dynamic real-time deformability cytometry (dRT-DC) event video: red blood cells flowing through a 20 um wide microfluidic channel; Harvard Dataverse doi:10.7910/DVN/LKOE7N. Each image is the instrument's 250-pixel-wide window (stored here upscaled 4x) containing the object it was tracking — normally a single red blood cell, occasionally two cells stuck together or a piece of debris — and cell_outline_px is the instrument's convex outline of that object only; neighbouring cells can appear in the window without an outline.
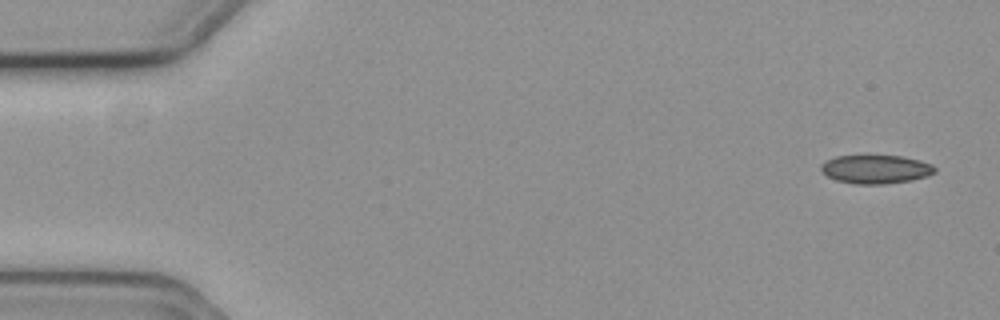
{"species": "common noctule bat (a hibernating species)", "species_latin": "Nyctalus noctula", "temperature_condition": "cold", "stored_images_in_passage": 5, "camera_frame_rate_fps": 3000, "um_per_image_px": 0.085, "animal": {"sex": "female", "body_mass_g": 19.3, "forearm_length_mm": 54.1}, "frame": {"image": 1, "passage_image": 1, "time_ms": 0.0, "image_size_px": [1000, 320], "cell_outline_px": [[936, 172], [912, 180], [880, 184], [856, 184], [836, 180], [828, 176], [820, 168], [820, 164], [836, 156], [864, 152], [900, 156], [920, 160], [932, 164], [936, 168]], "centroid_in_image_um": [74.41, 14.32], "position_along_channel_um": 10.6, "area_um2": 19.65}}
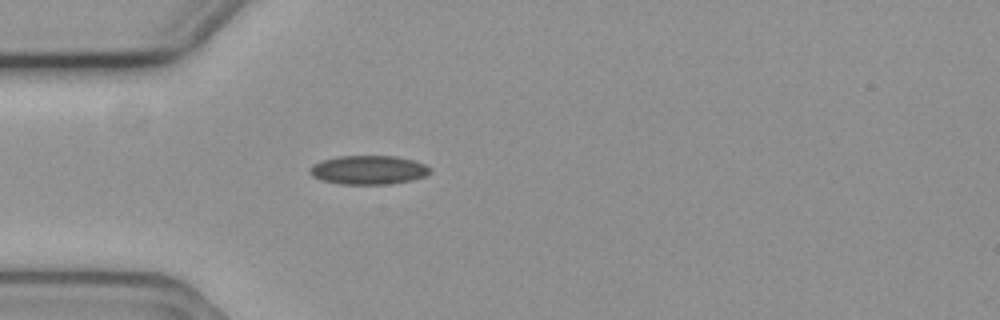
{"frame": {"image": 2, "passage_image": 5, "time_ms": 1.333, "image_size_px": [1000, 320], "cell_outline_px": [[432, 172], [424, 176], [412, 180], [392, 184], [340, 184], [320, 180], [312, 176], [308, 172], [308, 168], [312, 164], [324, 160], [340, 156], [396, 156], [412, 160], [424, 164], [432, 168]], "centroid_in_image_um": [31.31, 14.45], "position_along_channel_um": 53.7, "area_um2": 20.4}}